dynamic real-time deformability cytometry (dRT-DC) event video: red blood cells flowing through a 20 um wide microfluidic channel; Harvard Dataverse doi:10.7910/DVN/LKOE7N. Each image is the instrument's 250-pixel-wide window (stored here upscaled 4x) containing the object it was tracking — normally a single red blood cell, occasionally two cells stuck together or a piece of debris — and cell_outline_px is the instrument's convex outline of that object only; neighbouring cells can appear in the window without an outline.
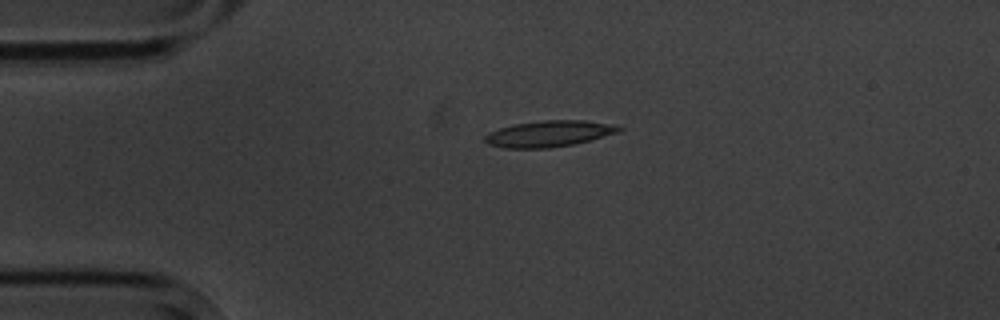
{"species": "common noctule bat (a hibernating species)", "species_latin": "Nyctalus noctula", "temperature_condition": "cold", "stored_images_in_passage": 3, "camera_frame_rate_fps": 3000, "um_per_image_px": 0.085, "animal": {"sex": "male", "body_mass_g": 20.1, "forearm_length_mm": 53.5}, "frame": {"image": 1, "passage_image": 3, "time_ms": 3.0, "image_size_px": [1000, 320], "cell_outline_px": [[624, 128], [620, 132], [592, 140], [572, 144], [548, 148], [504, 148], [488, 144], [484, 140], [484, 136], [488, 132], [512, 124], [544, 120], [584, 120], [620, 124]], "centroid_in_image_um": [46.73, 11.35], "position_along_channel_um": 38.3, "area_um2": 20.81}}